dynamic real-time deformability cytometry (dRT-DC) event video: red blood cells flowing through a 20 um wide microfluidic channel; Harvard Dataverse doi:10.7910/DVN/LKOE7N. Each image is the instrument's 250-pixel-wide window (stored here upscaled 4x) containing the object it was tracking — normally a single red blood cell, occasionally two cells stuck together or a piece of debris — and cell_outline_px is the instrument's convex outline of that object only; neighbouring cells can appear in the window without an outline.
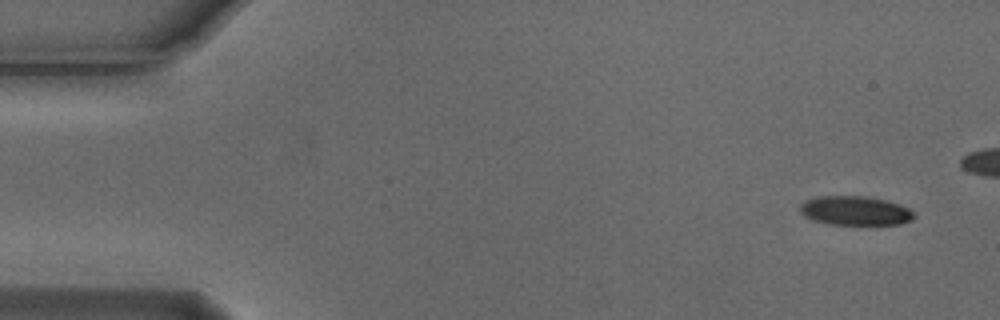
{"species": "Egyptian fruit bat (a non-hibernating species)", "species_latin": "Rousettus aegyptiacus", "temperature_condition": "cold", "stored_images_in_passage": 6, "camera_frame_rate_fps": 3000, "um_per_image_px": 0.085, "animal": {"sex": "male"}, "frame": {"image": 1, "passage_image": 1, "time_ms": 0.0, "image_size_px": [1000, 320], "cell_outline_px": [[916, 216], [912, 220], [900, 224], [828, 224], [812, 220], [804, 216], [800, 212], [800, 204], [808, 200], [820, 196], [864, 196], [884, 200], [900, 204], [908, 208]], "centroid_in_image_um": [72.69, 17.91], "position_along_channel_um": 12.3, "area_um2": 19.25}}
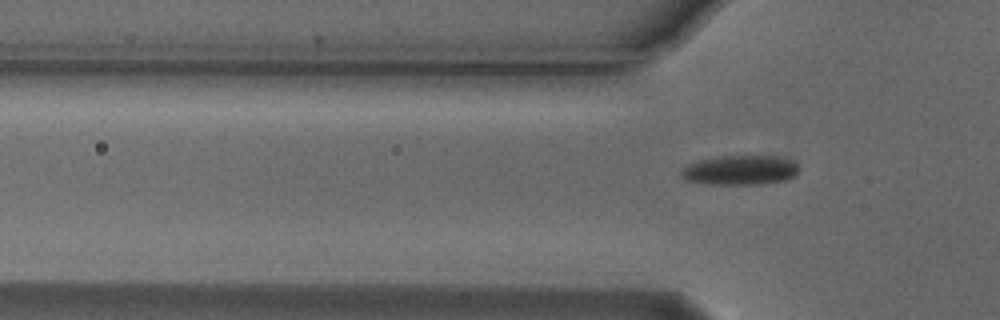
{"frame": {"image": 2, "passage_image": 6, "time_ms": 1.667, "image_size_px": [1000, 320], "cell_outline_px": [[800, 168], [796, 176], [784, 180], [760, 184], [704, 184], [684, 180], [680, 176], [680, 172], [688, 164], [696, 160], [724, 156], [780, 156], [792, 160]], "centroid_in_image_um": [62.9, 14.46], "position_along_channel_um": 62.9, "area_um2": 20.52}}